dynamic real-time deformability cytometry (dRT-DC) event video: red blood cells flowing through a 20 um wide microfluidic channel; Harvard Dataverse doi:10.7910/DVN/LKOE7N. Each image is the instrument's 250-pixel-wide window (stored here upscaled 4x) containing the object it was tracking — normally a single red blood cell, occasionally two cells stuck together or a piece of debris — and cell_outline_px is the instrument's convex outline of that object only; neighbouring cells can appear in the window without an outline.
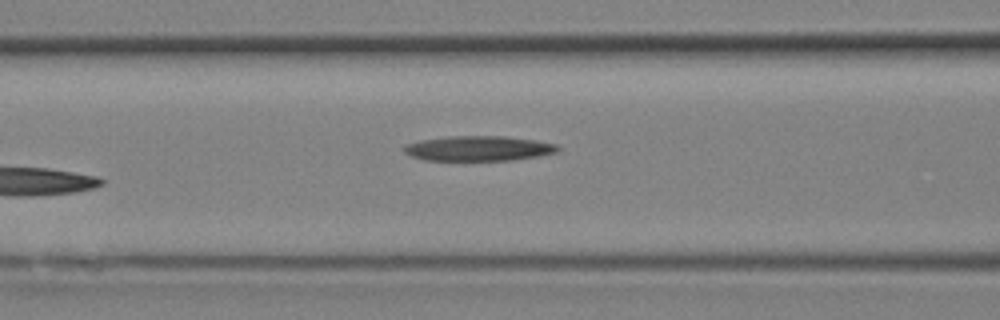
{"species": "Egyptian fruit bat (a non-hibernating species)", "species_latin": "Rousettus aegyptiacus", "temperature_condition": "room temperature", "stored_images_in_passage": 9, "camera_frame_rate_fps": 3000, "um_per_image_px": 0.085, "animal": {"sex": "female"}, "frame": {"image": 1, "passage_image": 9, "time_ms": 2.667, "image_size_px": [1000, 320], "cell_outline_px": [[560, 148], [556, 152], [536, 156], [512, 160], [424, 160], [412, 156], [404, 152], [404, 148], [408, 144], [424, 140], [448, 136], [504, 136], [536, 140], [556, 144]], "centroid_in_image_um": [40.7, 12.61], "position_along_channel_um": 125.9, "area_um2": 22.08}}